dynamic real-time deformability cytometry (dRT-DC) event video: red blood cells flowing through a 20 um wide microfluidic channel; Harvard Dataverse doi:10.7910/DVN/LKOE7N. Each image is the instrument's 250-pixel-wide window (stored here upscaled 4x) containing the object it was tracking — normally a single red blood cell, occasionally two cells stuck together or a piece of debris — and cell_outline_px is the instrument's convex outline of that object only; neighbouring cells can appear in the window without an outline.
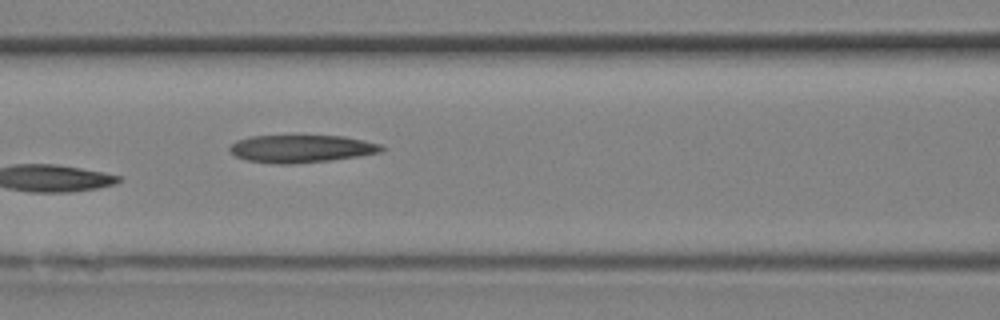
{"species": "Egyptian fruit bat (a non-hibernating species)", "species_latin": "Rousettus aegyptiacus", "temperature_condition": "room temperature", "stored_images_in_passage": 4, "camera_frame_rate_fps": 3000, "um_per_image_px": 0.085, "animal": {"sex": "female"}, "frame": {"image": 1, "passage_image": 4, "time_ms": 1.0, "image_size_px": [1000, 320], "cell_outline_px": [[384, 148], [380, 152], [356, 156], [328, 160], [292, 164], [276, 164], [248, 160], [236, 156], [228, 152], [228, 148], [236, 140], [252, 136], [344, 136], [364, 140], [380, 144]], "centroid_in_image_um": [25.56, 12.63], "position_along_channel_um": 141.0, "area_um2": 24.22}}